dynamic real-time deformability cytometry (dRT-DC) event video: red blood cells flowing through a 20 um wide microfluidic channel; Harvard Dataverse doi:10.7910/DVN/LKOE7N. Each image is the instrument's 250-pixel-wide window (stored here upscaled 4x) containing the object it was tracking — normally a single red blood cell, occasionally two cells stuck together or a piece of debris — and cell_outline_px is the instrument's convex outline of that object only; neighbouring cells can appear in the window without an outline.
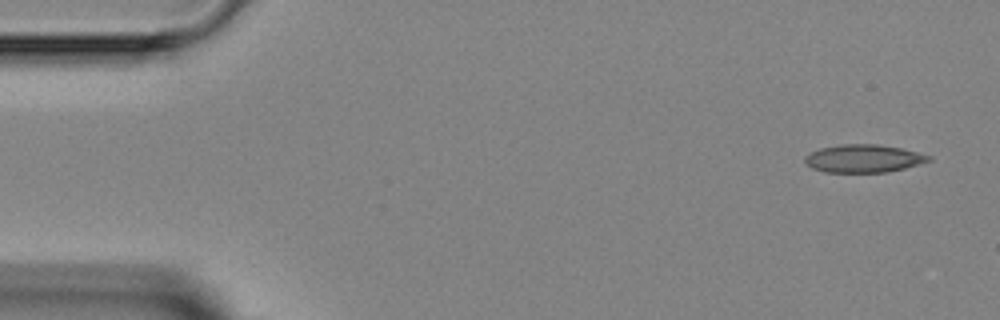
{"species": "Egyptian fruit bat (a non-hibernating species)", "species_latin": "Rousettus aegyptiacus", "temperature_condition": "room temperature", "stored_images_in_passage": 2, "camera_frame_rate_fps": 3000, "um_per_image_px": 0.085, "animal": {"sex": "female"}, "frame": {"image": 1, "passage_image": 1, "time_ms": 0.0, "image_size_px": [1000, 320], "cell_outline_px": [[932, 160], [904, 168], [888, 172], [824, 172], [812, 168], [804, 160], [804, 156], [820, 148], [840, 144], [876, 144], [900, 148], [932, 156]], "centroid_in_image_um": [73.39, 13.47], "position_along_channel_um": 11.6, "area_um2": 20.0}}